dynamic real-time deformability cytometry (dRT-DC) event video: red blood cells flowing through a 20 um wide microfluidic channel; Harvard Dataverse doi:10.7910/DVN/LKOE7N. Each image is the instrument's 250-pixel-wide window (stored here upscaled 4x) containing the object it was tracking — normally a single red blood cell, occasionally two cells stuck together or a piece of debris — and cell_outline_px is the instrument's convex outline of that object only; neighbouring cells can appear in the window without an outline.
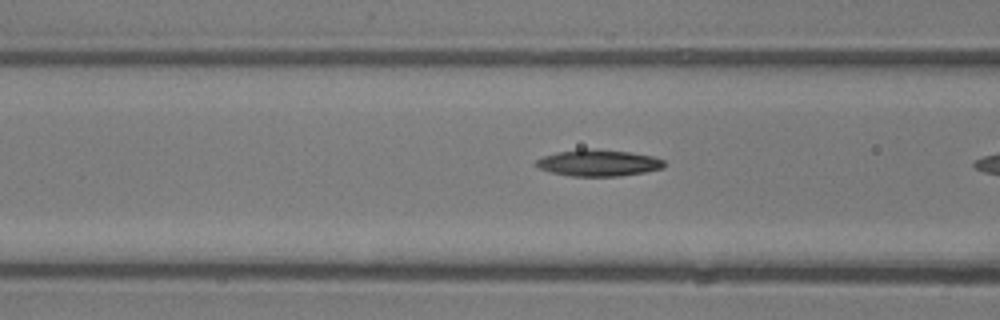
{"species": "common noctule bat (a hibernating species)", "species_latin": "Nyctalus noctula", "temperature_condition": "room temperature", "stored_images_in_passage": 6, "camera_frame_rate_fps": 3000, "um_per_image_px": 0.085, "animal": {"sex": "male", "body_mass_g": 13.3}, "frame": {"image": 1, "passage_image": 5, "time_ms": 1.333, "image_size_px": [1000, 320], "cell_outline_px": [[664, 168], [644, 172], [620, 176], [572, 176], [552, 172], [540, 168], [536, 164], [536, 160], [544, 156], [556, 152], [580, 148], [596, 148], [632, 152], [652, 156], [664, 160]], "centroid_in_image_um": [50.89, 13.83], "position_along_channel_um": 115.7, "area_um2": 19.88}}